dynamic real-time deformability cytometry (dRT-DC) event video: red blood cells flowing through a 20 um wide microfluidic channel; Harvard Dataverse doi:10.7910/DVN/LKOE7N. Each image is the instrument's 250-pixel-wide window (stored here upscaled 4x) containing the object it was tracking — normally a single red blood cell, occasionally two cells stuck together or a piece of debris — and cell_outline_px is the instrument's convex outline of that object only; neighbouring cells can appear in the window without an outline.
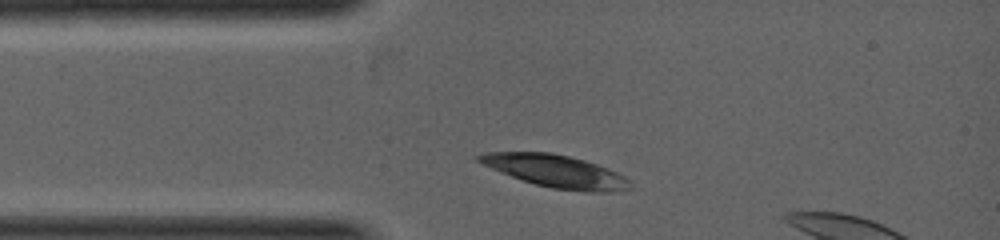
{"species": "common noctule bat (a hibernating species)", "species_latin": "Nyctalus noctula", "temperature_condition": "warm", "stored_images_in_passage": 1, "camera_frame_rate_fps": 5000, "um_per_image_px": 0.085, "animal": {"sex": "female", "body_mass_g": 19.0, "forearm_length_mm": 53.3}, "frame": {"image": 1, "passage_image": 1, "time_ms": 0.0, "image_size_px": [1000, 240], "cell_outline_px": [[632, 188], [608, 192], [584, 192], [552, 188], [536, 184], [500, 172], [476, 160], [476, 156], [488, 152], [548, 152], [568, 156], [584, 160], [596, 164], [616, 172], [624, 176], [628, 180]], "centroid_in_image_um": [47.25, 14.55], "position_along_channel_um": 37.7, "area_um2": 28.15}}